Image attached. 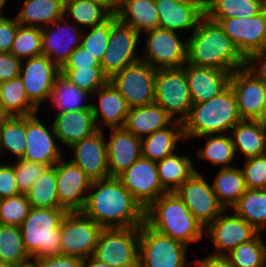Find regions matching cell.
Instances as JSON below:
<instances>
[{
  "label": "cell",
  "instance_id": "cell-1",
  "mask_svg": "<svg viewBox=\"0 0 266 267\" xmlns=\"http://www.w3.org/2000/svg\"><path fill=\"white\" fill-rule=\"evenodd\" d=\"M102 228L141 226L145 209L115 176L93 180L81 211Z\"/></svg>",
  "mask_w": 266,
  "mask_h": 267
},
{
  "label": "cell",
  "instance_id": "cell-2",
  "mask_svg": "<svg viewBox=\"0 0 266 267\" xmlns=\"http://www.w3.org/2000/svg\"><path fill=\"white\" fill-rule=\"evenodd\" d=\"M187 38V62L190 65L221 69L232 74L245 67V58L219 23L204 15Z\"/></svg>",
  "mask_w": 266,
  "mask_h": 267
},
{
  "label": "cell",
  "instance_id": "cell-3",
  "mask_svg": "<svg viewBox=\"0 0 266 267\" xmlns=\"http://www.w3.org/2000/svg\"><path fill=\"white\" fill-rule=\"evenodd\" d=\"M145 223L188 247L200 243L205 234V228L175 192L162 194L145 209Z\"/></svg>",
  "mask_w": 266,
  "mask_h": 267
},
{
  "label": "cell",
  "instance_id": "cell-4",
  "mask_svg": "<svg viewBox=\"0 0 266 267\" xmlns=\"http://www.w3.org/2000/svg\"><path fill=\"white\" fill-rule=\"evenodd\" d=\"M242 118L236 97L229 86L218 96L202 103H193L182 122L186 142L206 134H227Z\"/></svg>",
  "mask_w": 266,
  "mask_h": 267
},
{
  "label": "cell",
  "instance_id": "cell-5",
  "mask_svg": "<svg viewBox=\"0 0 266 267\" xmlns=\"http://www.w3.org/2000/svg\"><path fill=\"white\" fill-rule=\"evenodd\" d=\"M67 212L64 208H30L19 227L32 260L61 255L60 224Z\"/></svg>",
  "mask_w": 266,
  "mask_h": 267
},
{
  "label": "cell",
  "instance_id": "cell-6",
  "mask_svg": "<svg viewBox=\"0 0 266 267\" xmlns=\"http://www.w3.org/2000/svg\"><path fill=\"white\" fill-rule=\"evenodd\" d=\"M188 248L144 222L140 226L138 267H189Z\"/></svg>",
  "mask_w": 266,
  "mask_h": 267
},
{
  "label": "cell",
  "instance_id": "cell-7",
  "mask_svg": "<svg viewBox=\"0 0 266 267\" xmlns=\"http://www.w3.org/2000/svg\"><path fill=\"white\" fill-rule=\"evenodd\" d=\"M140 226L103 228L93 257L111 267H138Z\"/></svg>",
  "mask_w": 266,
  "mask_h": 267
},
{
  "label": "cell",
  "instance_id": "cell-8",
  "mask_svg": "<svg viewBox=\"0 0 266 267\" xmlns=\"http://www.w3.org/2000/svg\"><path fill=\"white\" fill-rule=\"evenodd\" d=\"M178 34L161 27L144 32L141 60L155 69L183 67L187 62V38Z\"/></svg>",
  "mask_w": 266,
  "mask_h": 267
},
{
  "label": "cell",
  "instance_id": "cell-9",
  "mask_svg": "<svg viewBox=\"0 0 266 267\" xmlns=\"http://www.w3.org/2000/svg\"><path fill=\"white\" fill-rule=\"evenodd\" d=\"M155 103L174 121L182 123L187 118L193 103L183 67L157 69Z\"/></svg>",
  "mask_w": 266,
  "mask_h": 267
},
{
  "label": "cell",
  "instance_id": "cell-10",
  "mask_svg": "<svg viewBox=\"0 0 266 267\" xmlns=\"http://www.w3.org/2000/svg\"><path fill=\"white\" fill-rule=\"evenodd\" d=\"M102 229L81 211L67 212L60 224L61 255L93 256Z\"/></svg>",
  "mask_w": 266,
  "mask_h": 267
},
{
  "label": "cell",
  "instance_id": "cell-11",
  "mask_svg": "<svg viewBox=\"0 0 266 267\" xmlns=\"http://www.w3.org/2000/svg\"><path fill=\"white\" fill-rule=\"evenodd\" d=\"M156 71L147 62L139 60L114 74L109 82L130 108L149 105L155 102Z\"/></svg>",
  "mask_w": 266,
  "mask_h": 267
},
{
  "label": "cell",
  "instance_id": "cell-12",
  "mask_svg": "<svg viewBox=\"0 0 266 267\" xmlns=\"http://www.w3.org/2000/svg\"><path fill=\"white\" fill-rule=\"evenodd\" d=\"M141 39L142 36L130 25L119 19L113 23L108 46L101 60L102 71L109 79L126 66L141 60Z\"/></svg>",
  "mask_w": 266,
  "mask_h": 267
},
{
  "label": "cell",
  "instance_id": "cell-13",
  "mask_svg": "<svg viewBox=\"0 0 266 267\" xmlns=\"http://www.w3.org/2000/svg\"><path fill=\"white\" fill-rule=\"evenodd\" d=\"M207 180L198 169L174 191L205 229L224 210Z\"/></svg>",
  "mask_w": 266,
  "mask_h": 267
},
{
  "label": "cell",
  "instance_id": "cell-14",
  "mask_svg": "<svg viewBox=\"0 0 266 267\" xmlns=\"http://www.w3.org/2000/svg\"><path fill=\"white\" fill-rule=\"evenodd\" d=\"M205 233L214 248L210 254L225 256L240 244L252 240L259 232L232 209H224L205 229Z\"/></svg>",
  "mask_w": 266,
  "mask_h": 267
},
{
  "label": "cell",
  "instance_id": "cell-15",
  "mask_svg": "<svg viewBox=\"0 0 266 267\" xmlns=\"http://www.w3.org/2000/svg\"><path fill=\"white\" fill-rule=\"evenodd\" d=\"M39 113L26 116L27 144L22 159L52 167L64 157L65 149L59 146L52 123H44Z\"/></svg>",
  "mask_w": 266,
  "mask_h": 267
},
{
  "label": "cell",
  "instance_id": "cell-16",
  "mask_svg": "<svg viewBox=\"0 0 266 267\" xmlns=\"http://www.w3.org/2000/svg\"><path fill=\"white\" fill-rule=\"evenodd\" d=\"M60 69L45 55L22 60L19 77L29 101L38 109L49 100ZM42 105V106H41Z\"/></svg>",
  "mask_w": 266,
  "mask_h": 267
},
{
  "label": "cell",
  "instance_id": "cell-17",
  "mask_svg": "<svg viewBox=\"0 0 266 267\" xmlns=\"http://www.w3.org/2000/svg\"><path fill=\"white\" fill-rule=\"evenodd\" d=\"M53 167L56 173L59 208L68 212L82 211L93 180L65 156Z\"/></svg>",
  "mask_w": 266,
  "mask_h": 267
},
{
  "label": "cell",
  "instance_id": "cell-18",
  "mask_svg": "<svg viewBox=\"0 0 266 267\" xmlns=\"http://www.w3.org/2000/svg\"><path fill=\"white\" fill-rule=\"evenodd\" d=\"M116 177L144 209L167 192L160 183L157 163L144 157Z\"/></svg>",
  "mask_w": 266,
  "mask_h": 267
},
{
  "label": "cell",
  "instance_id": "cell-19",
  "mask_svg": "<svg viewBox=\"0 0 266 267\" xmlns=\"http://www.w3.org/2000/svg\"><path fill=\"white\" fill-rule=\"evenodd\" d=\"M41 31L42 55L61 69L72 52L80 46L83 29L64 16Z\"/></svg>",
  "mask_w": 266,
  "mask_h": 267
},
{
  "label": "cell",
  "instance_id": "cell-20",
  "mask_svg": "<svg viewBox=\"0 0 266 267\" xmlns=\"http://www.w3.org/2000/svg\"><path fill=\"white\" fill-rule=\"evenodd\" d=\"M218 23L245 59L266 47V7L250 18H226Z\"/></svg>",
  "mask_w": 266,
  "mask_h": 267
},
{
  "label": "cell",
  "instance_id": "cell-21",
  "mask_svg": "<svg viewBox=\"0 0 266 267\" xmlns=\"http://www.w3.org/2000/svg\"><path fill=\"white\" fill-rule=\"evenodd\" d=\"M229 86L236 97L242 120L263 121L266 84L242 67L231 74Z\"/></svg>",
  "mask_w": 266,
  "mask_h": 267
},
{
  "label": "cell",
  "instance_id": "cell-22",
  "mask_svg": "<svg viewBox=\"0 0 266 267\" xmlns=\"http://www.w3.org/2000/svg\"><path fill=\"white\" fill-rule=\"evenodd\" d=\"M69 160L79 166L92 180L110 177L108 169L106 133L98 130L69 148Z\"/></svg>",
  "mask_w": 266,
  "mask_h": 267
},
{
  "label": "cell",
  "instance_id": "cell-23",
  "mask_svg": "<svg viewBox=\"0 0 266 267\" xmlns=\"http://www.w3.org/2000/svg\"><path fill=\"white\" fill-rule=\"evenodd\" d=\"M92 98V111L99 130L124 127L130 107L113 84L108 81L92 94Z\"/></svg>",
  "mask_w": 266,
  "mask_h": 267
},
{
  "label": "cell",
  "instance_id": "cell-24",
  "mask_svg": "<svg viewBox=\"0 0 266 267\" xmlns=\"http://www.w3.org/2000/svg\"><path fill=\"white\" fill-rule=\"evenodd\" d=\"M109 131L106 136L108 169L110 176L116 177L142 157L141 138L124 127L111 128Z\"/></svg>",
  "mask_w": 266,
  "mask_h": 267
},
{
  "label": "cell",
  "instance_id": "cell-25",
  "mask_svg": "<svg viewBox=\"0 0 266 267\" xmlns=\"http://www.w3.org/2000/svg\"><path fill=\"white\" fill-rule=\"evenodd\" d=\"M183 68L187 75L192 103L206 102L229 87L231 74L227 71L188 63Z\"/></svg>",
  "mask_w": 266,
  "mask_h": 267
},
{
  "label": "cell",
  "instance_id": "cell-26",
  "mask_svg": "<svg viewBox=\"0 0 266 267\" xmlns=\"http://www.w3.org/2000/svg\"><path fill=\"white\" fill-rule=\"evenodd\" d=\"M51 120L60 145L69 148L99 129L92 109L55 113Z\"/></svg>",
  "mask_w": 266,
  "mask_h": 267
},
{
  "label": "cell",
  "instance_id": "cell-27",
  "mask_svg": "<svg viewBox=\"0 0 266 267\" xmlns=\"http://www.w3.org/2000/svg\"><path fill=\"white\" fill-rule=\"evenodd\" d=\"M155 4L158 10L159 27L181 32L183 35H190L196 29L198 21L207 10V7H192L174 0H155Z\"/></svg>",
  "mask_w": 266,
  "mask_h": 267
},
{
  "label": "cell",
  "instance_id": "cell-28",
  "mask_svg": "<svg viewBox=\"0 0 266 267\" xmlns=\"http://www.w3.org/2000/svg\"><path fill=\"white\" fill-rule=\"evenodd\" d=\"M179 141L184 144L186 142L183 126L181 122L173 121L168 127L156 130L141 139L142 157L155 162L163 160L178 151Z\"/></svg>",
  "mask_w": 266,
  "mask_h": 267
},
{
  "label": "cell",
  "instance_id": "cell-29",
  "mask_svg": "<svg viewBox=\"0 0 266 267\" xmlns=\"http://www.w3.org/2000/svg\"><path fill=\"white\" fill-rule=\"evenodd\" d=\"M236 157H256L264 154L265 122L259 120H241L229 132Z\"/></svg>",
  "mask_w": 266,
  "mask_h": 267
},
{
  "label": "cell",
  "instance_id": "cell-30",
  "mask_svg": "<svg viewBox=\"0 0 266 267\" xmlns=\"http://www.w3.org/2000/svg\"><path fill=\"white\" fill-rule=\"evenodd\" d=\"M115 13L121 22L130 25L140 35L159 27L155 0H118Z\"/></svg>",
  "mask_w": 266,
  "mask_h": 267
},
{
  "label": "cell",
  "instance_id": "cell-31",
  "mask_svg": "<svg viewBox=\"0 0 266 267\" xmlns=\"http://www.w3.org/2000/svg\"><path fill=\"white\" fill-rule=\"evenodd\" d=\"M174 120L155 102L131 107L124 128L136 137L143 138L152 132L168 127Z\"/></svg>",
  "mask_w": 266,
  "mask_h": 267
},
{
  "label": "cell",
  "instance_id": "cell-32",
  "mask_svg": "<svg viewBox=\"0 0 266 267\" xmlns=\"http://www.w3.org/2000/svg\"><path fill=\"white\" fill-rule=\"evenodd\" d=\"M14 16L22 26L44 28L64 17L65 0H23Z\"/></svg>",
  "mask_w": 266,
  "mask_h": 267
},
{
  "label": "cell",
  "instance_id": "cell-33",
  "mask_svg": "<svg viewBox=\"0 0 266 267\" xmlns=\"http://www.w3.org/2000/svg\"><path fill=\"white\" fill-rule=\"evenodd\" d=\"M91 101L92 94L79 89L60 74L54 82L47 103L56 109L54 112L61 113L92 109Z\"/></svg>",
  "mask_w": 266,
  "mask_h": 267
},
{
  "label": "cell",
  "instance_id": "cell-34",
  "mask_svg": "<svg viewBox=\"0 0 266 267\" xmlns=\"http://www.w3.org/2000/svg\"><path fill=\"white\" fill-rule=\"evenodd\" d=\"M193 157L186 153L174 152L163 160L157 161V172L162 187L174 192L184 181L197 172Z\"/></svg>",
  "mask_w": 266,
  "mask_h": 267
},
{
  "label": "cell",
  "instance_id": "cell-35",
  "mask_svg": "<svg viewBox=\"0 0 266 267\" xmlns=\"http://www.w3.org/2000/svg\"><path fill=\"white\" fill-rule=\"evenodd\" d=\"M210 183L217 200L224 209H231L247 190L241 168L238 165L218 169Z\"/></svg>",
  "mask_w": 266,
  "mask_h": 267
},
{
  "label": "cell",
  "instance_id": "cell-36",
  "mask_svg": "<svg viewBox=\"0 0 266 267\" xmlns=\"http://www.w3.org/2000/svg\"><path fill=\"white\" fill-rule=\"evenodd\" d=\"M203 139L204 145L195 150V155L199 160L210 162L214 167L230 168L234 167L236 154L234 145L229 133L227 134H206L194 139Z\"/></svg>",
  "mask_w": 266,
  "mask_h": 267
},
{
  "label": "cell",
  "instance_id": "cell-37",
  "mask_svg": "<svg viewBox=\"0 0 266 267\" xmlns=\"http://www.w3.org/2000/svg\"><path fill=\"white\" fill-rule=\"evenodd\" d=\"M113 11L97 0H65L64 16L79 28H92L107 19Z\"/></svg>",
  "mask_w": 266,
  "mask_h": 267
},
{
  "label": "cell",
  "instance_id": "cell-38",
  "mask_svg": "<svg viewBox=\"0 0 266 267\" xmlns=\"http://www.w3.org/2000/svg\"><path fill=\"white\" fill-rule=\"evenodd\" d=\"M266 7V0H208L206 16L219 22L226 18H250Z\"/></svg>",
  "mask_w": 266,
  "mask_h": 267
},
{
  "label": "cell",
  "instance_id": "cell-39",
  "mask_svg": "<svg viewBox=\"0 0 266 267\" xmlns=\"http://www.w3.org/2000/svg\"><path fill=\"white\" fill-rule=\"evenodd\" d=\"M258 232L266 230V189H248L231 208Z\"/></svg>",
  "mask_w": 266,
  "mask_h": 267
},
{
  "label": "cell",
  "instance_id": "cell-40",
  "mask_svg": "<svg viewBox=\"0 0 266 267\" xmlns=\"http://www.w3.org/2000/svg\"><path fill=\"white\" fill-rule=\"evenodd\" d=\"M25 135L26 116H9L2 121L0 123L2 155L4 157L8 155L10 161L22 158L27 144Z\"/></svg>",
  "mask_w": 266,
  "mask_h": 267
},
{
  "label": "cell",
  "instance_id": "cell-41",
  "mask_svg": "<svg viewBox=\"0 0 266 267\" xmlns=\"http://www.w3.org/2000/svg\"><path fill=\"white\" fill-rule=\"evenodd\" d=\"M0 99L9 116H29L40 112L29 101L20 77L0 83Z\"/></svg>",
  "mask_w": 266,
  "mask_h": 267
},
{
  "label": "cell",
  "instance_id": "cell-42",
  "mask_svg": "<svg viewBox=\"0 0 266 267\" xmlns=\"http://www.w3.org/2000/svg\"><path fill=\"white\" fill-rule=\"evenodd\" d=\"M0 261L16 267H30L32 258L26 252L20 227L0 225Z\"/></svg>",
  "mask_w": 266,
  "mask_h": 267
},
{
  "label": "cell",
  "instance_id": "cell-43",
  "mask_svg": "<svg viewBox=\"0 0 266 267\" xmlns=\"http://www.w3.org/2000/svg\"><path fill=\"white\" fill-rule=\"evenodd\" d=\"M32 208H59L55 168L49 167L26 193Z\"/></svg>",
  "mask_w": 266,
  "mask_h": 267
},
{
  "label": "cell",
  "instance_id": "cell-44",
  "mask_svg": "<svg viewBox=\"0 0 266 267\" xmlns=\"http://www.w3.org/2000/svg\"><path fill=\"white\" fill-rule=\"evenodd\" d=\"M261 234L225 255L232 267H266V242Z\"/></svg>",
  "mask_w": 266,
  "mask_h": 267
},
{
  "label": "cell",
  "instance_id": "cell-45",
  "mask_svg": "<svg viewBox=\"0 0 266 267\" xmlns=\"http://www.w3.org/2000/svg\"><path fill=\"white\" fill-rule=\"evenodd\" d=\"M117 19L116 13L113 12L101 23L83 30L80 46L100 62L108 46L111 27Z\"/></svg>",
  "mask_w": 266,
  "mask_h": 267
},
{
  "label": "cell",
  "instance_id": "cell-46",
  "mask_svg": "<svg viewBox=\"0 0 266 267\" xmlns=\"http://www.w3.org/2000/svg\"><path fill=\"white\" fill-rule=\"evenodd\" d=\"M10 53L21 60L42 55L41 28L20 25L17 29Z\"/></svg>",
  "mask_w": 266,
  "mask_h": 267
},
{
  "label": "cell",
  "instance_id": "cell-47",
  "mask_svg": "<svg viewBox=\"0 0 266 267\" xmlns=\"http://www.w3.org/2000/svg\"><path fill=\"white\" fill-rule=\"evenodd\" d=\"M60 74L70 83L90 94H93L109 81L101 67L60 69Z\"/></svg>",
  "mask_w": 266,
  "mask_h": 267
},
{
  "label": "cell",
  "instance_id": "cell-48",
  "mask_svg": "<svg viewBox=\"0 0 266 267\" xmlns=\"http://www.w3.org/2000/svg\"><path fill=\"white\" fill-rule=\"evenodd\" d=\"M26 194L19 193L0 200V225L19 227L30 210Z\"/></svg>",
  "mask_w": 266,
  "mask_h": 267
},
{
  "label": "cell",
  "instance_id": "cell-49",
  "mask_svg": "<svg viewBox=\"0 0 266 267\" xmlns=\"http://www.w3.org/2000/svg\"><path fill=\"white\" fill-rule=\"evenodd\" d=\"M15 172L18 191L26 194L32 184L50 167L42 163L27 161L22 158L10 161Z\"/></svg>",
  "mask_w": 266,
  "mask_h": 267
},
{
  "label": "cell",
  "instance_id": "cell-50",
  "mask_svg": "<svg viewBox=\"0 0 266 267\" xmlns=\"http://www.w3.org/2000/svg\"><path fill=\"white\" fill-rule=\"evenodd\" d=\"M241 168L248 189H266V156L243 159Z\"/></svg>",
  "mask_w": 266,
  "mask_h": 267
},
{
  "label": "cell",
  "instance_id": "cell-51",
  "mask_svg": "<svg viewBox=\"0 0 266 267\" xmlns=\"http://www.w3.org/2000/svg\"><path fill=\"white\" fill-rule=\"evenodd\" d=\"M20 24L14 16L0 12V53L10 52L16 32Z\"/></svg>",
  "mask_w": 266,
  "mask_h": 267
},
{
  "label": "cell",
  "instance_id": "cell-52",
  "mask_svg": "<svg viewBox=\"0 0 266 267\" xmlns=\"http://www.w3.org/2000/svg\"><path fill=\"white\" fill-rule=\"evenodd\" d=\"M4 159H6L5 162H0V200L20 193L15 181L13 165L9 161L10 158L8 157V161L7 157Z\"/></svg>",
  "mask_w": 266,
  "mask_h": 267
},
{
  "label": "cell",
  "instance_id": "cell-53",
  "mask_svg": "<svg viewBox=\"0 0 266 267\" xmlns=\"http://www.w3.org/2000/svg\"><path fill=\"white\" fill-rule=\"evenodd\" d=\"M101 67V62L86 52L81 46L77 47L69 56L61 69Z\"/></svg>",
  "mask_w": 266,
  "mask_h": 267
},
{
  "label": "cell",
  "instance_id": "cell-54",
  "mask_svg": "<svg viewBox=\"0 0 266 267\" xmlns=\"http://www.w3.org/2000/svg\"><path fill=\"white\" fill-rule=\"evenodd\" d=\"M21 63L10 52L0 53V83L19 77Z\"/></svg>",
  "mask_w": 266,
  "mask_h": 267
},
{
  "label": "cell",
  "instance_id": "cell-55",
  "mask_svg": "<svg viewBox=\"0 0 266 267\" xmlns=\"http://www.w3.org/2000/svg\"><path fill=\"white\" fill-rule=\"evenodd\" d=\"M32 267H82V260L67 255H55L33 259Z\"/></svg>",
  "mask_w": 266,
  "mask_h": 267
},
{
  "label": "cell",
  "instance_id": "cell-56",
  "mask_svg": "<svg viewBox=\"0 0 266 267\" xmlns=\"http://www.w3.org/2000/svg\"><path fill=\"white\" fill-rule=\"evenodd\" d=\"M245 67L266 84V47L250 54L245 59Z\"/></svg>",
  "mask_w": 266,
  "mask_h": 267
},
{
  "label": "cell",
  "instance_id": "cell-57",
  "mask_svg": "<svg viewBox=\"0 0 266 267\" xmlns=\"http://www.w3.org/2000/svg\"><path fill=\"white\" fill-rule=\"evenodd\" d=\"M195 267H232L225 256H215L207 254L203 258L192 260Z\"/></svg>",
  "mask_w": 266,
  "mask_h": 267
},
{
  "label": "cell",
  "instance_id": "cell-58",
  "mask_svg": "<svg viewBox=\"0 0 266 267\" xmlns=\"http://www.w3.org/2000/svg\"><path fill=\"white\" fill-rule=\"evenodd\" d=\"M82 267H111L106 263L98 261L93 256H89L82 260Z\"/></svg>",
  "mask_w": 266,
  "mask_h": 267
},
{
  "label": "cell",
  "instance_id": "cell-59",
  "mask_svg": "<svg viewBox=\"0 0 266 267\" xmlns=\"http://www.w3.org/2000/svg\"><path fill=\"white\" fill-rule=\"evenodd\" d=\"M177 3L183 4V5H189L192 7H207V1L206 0H174Z\"/></svg>",
  "mask_w": 266,
  "mask_h": 267
},
{
  "label": "cell",
  "instance_id": "cell-60",
  "mask_svg": "<svg viewBox=\"0 0 266 267\" xmlns=\"http://www.w3.org/2000/svg\"><path fill=\"white\" fill-rule=\"evenodd\" d=\"M107 5L113 12H115L118 0H97Z\"/></svg>",
  "mask_w": 266,
  "mask_h": 267
},
{
  "label": "cell",
  "instance_id": "cell-61",
  "mask_svg": "<svg viewBox=\"0 0 266 267\" xmlns=\"http://www.w3.org/2000/svg\"><path fill=\"white\" fill-rule=\"evenodd\" d=\"M9 117L8 113L4 110L2 101L0 99V123Z\"/></svg>",
  "mask_w": 266,
  "mask_h": 267
},
{
  "label": "cell",
  "instance_id": "cell-62",
  "mask_svg": "<svg viewBox=\"0 0 266 267\" xmlns=\"http://www.w3.org/2000/svg\"><path fill=\"white\" fill-rule=\"evenodd\" d=\"M8 1H10V0H0V12H4V13L7 12V11H4V10L5 9L7 10Z\"/></svg>",
  "mask_w": 266,
  "mask_h": 267
},
{
  "label": "cell",
  "instance_id": "cell-63",
  "mask_svg": "<svg viewBox=\"0 0 266 267\" xmlns=\"http://www.w3.org/2000/svg\"><path fill=\"white\" fill-rule=\"evenodd\" d=\"M263 121L266 122V87H265V97H264V113H263Z\"/></svg>",
  "mask_w": 266,
  "mask_h": 267
},
{
  "label": "cell",
  "instance_id": "cell-64",
  "mask_svg": "<svg viewBox=\"0 0 266 267\" xmlns=\"http://www.w3.org/2000/svg\"><path fill=\"white\" fill-rule=\"evenodd\" d=\"M0 267H16L13 264L0 261Z\"/></svg>",
  "mask_w": 266,
  "mask_h": 267
},
{
  "label": "cell",
  "instance_id": "cell-65",
  "mask_svg": "<svg viewBox=\"0 0 266 267\" xmlns=\"http://www.w3.org/2000/svg\"><path fill=\"white\" fill-rule=\"evenodd\" d=\"M264 155L266 156V122H265V149H264Z\"/></svg>",
  "mask_w": 266,
  "mask_h": 267
},
{
  "label": "cell",
  "instance_id": "cell-66",
  "mask_svg": "<svg viewBox=\"0 0 266 267\" xmlns=\"http://www.w3.org/2000/svg\"><path fill=\"white\" fill-rule=\"evenodd\" d=\"M0 162L4 161L2 160L3 159V156H2V150H1V139H0Z\"/></svg>",
  "mask_w": 266,
  "mask_h": 267
}]
</instances>
